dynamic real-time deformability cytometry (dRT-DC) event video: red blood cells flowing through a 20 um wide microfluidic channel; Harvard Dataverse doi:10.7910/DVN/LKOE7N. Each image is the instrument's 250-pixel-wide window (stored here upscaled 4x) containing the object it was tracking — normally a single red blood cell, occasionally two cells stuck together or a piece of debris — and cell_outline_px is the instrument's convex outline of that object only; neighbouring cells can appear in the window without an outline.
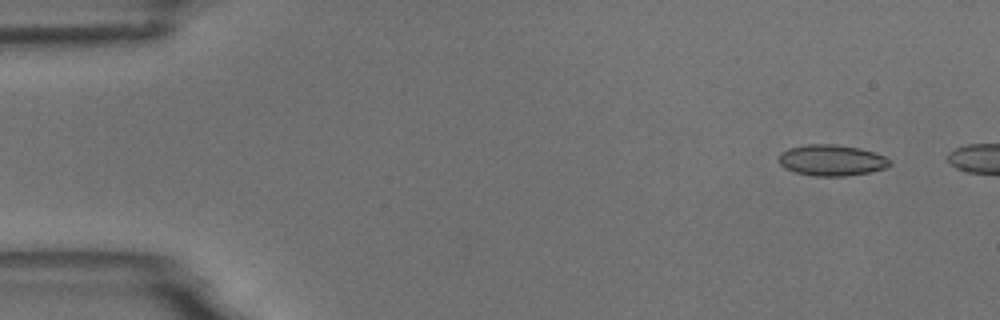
{"species": "common noctule bat (a hibernating species)", "species_latin": "Nyctalus noctula", "temperature_condition": "room temperature", "stored_images_in_passage": 5, "camera_frame_rate_fps": 3000, "um_per_image_px": 0.085, "animal": {"sex": "male", "body_mass_g": 18.8}, "frame": {"image": 1, "passage_image": 1, "time_ms": 0.0, "image_size_px": [1000, 320], "cell_outline_px": [[892, 164], [884, 168], [868, 172], [844, 176], [812, 176], [796, 172], [784, 168], [780, 164], [780, 152], [788, 148], [808, 144], [836, 144], [860, 148], [884, 156]], "centroid_in_image_um": [70.65, 13.62], "position_along_channel_um": 14.3, "area_um2": 19.94}}